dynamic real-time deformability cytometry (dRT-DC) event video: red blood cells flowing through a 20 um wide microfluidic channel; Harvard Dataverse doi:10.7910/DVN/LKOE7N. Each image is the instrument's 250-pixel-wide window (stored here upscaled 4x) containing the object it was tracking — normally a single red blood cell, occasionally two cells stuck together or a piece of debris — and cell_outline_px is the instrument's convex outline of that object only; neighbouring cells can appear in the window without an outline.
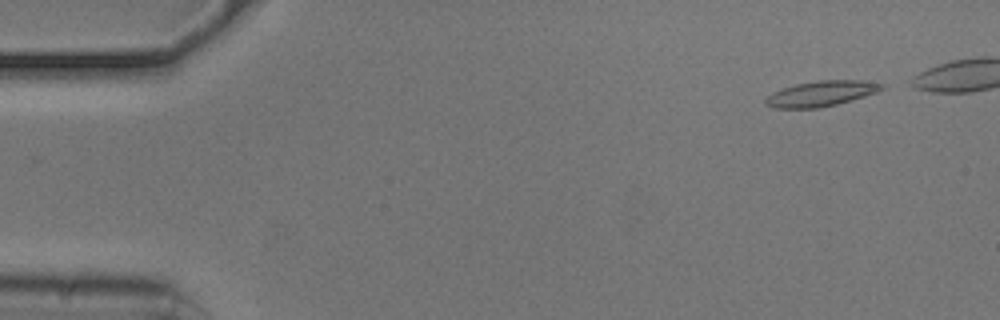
{"species": "common noctule bat (a hibernating species)", "species_latin": "Nyctalus noctula", "temperature_condition": "cold", "stored_images_in_passage": 44, "camera_frame_rate_fps": 3000, "um_per_image_px": 0.085, "animal": {"sex": "male", "body_mass_g": 20.5, "forearm_length_mm": 52.5}, "frame": {"image": 1, "passage_image": 1, "time_ms": 0.0, "image_size_px": [1000, 320], "cell_outline_px": [[884, 88], [876, 92], [864, 96], [836, 104], [816, 108], [776, 108], [764, 104], [764, 100], [772, 92], [796, 84], [816, 80], [864, 80], [884, 84]], "centroid_in_image_um": [69.78, 7.95], "position_along_channel_um": 15.2, "area_um2": 17.05}}
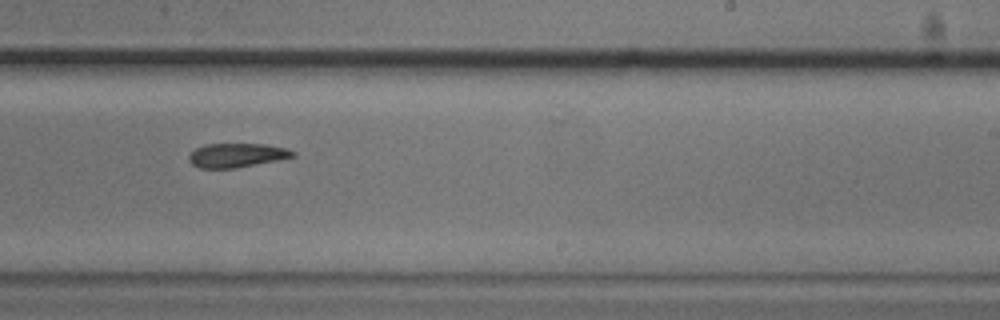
{"frame": {"image": 2, "passage_image": 30, "time_ms": 9.667, "image_size_px": [1000, 320], "cell_outline_px": [[296, 156], [280, 160], [236, 168], [200, 168], [192, 164], [188, 160], [188, 156], [196, 148], [204, 144], [268, 144], [288, 148], [296, 152]], "centroid_in_image_um": [20.17, 13.19], "position_along_channel_um": 268.8, "area_um2": 14.8}}
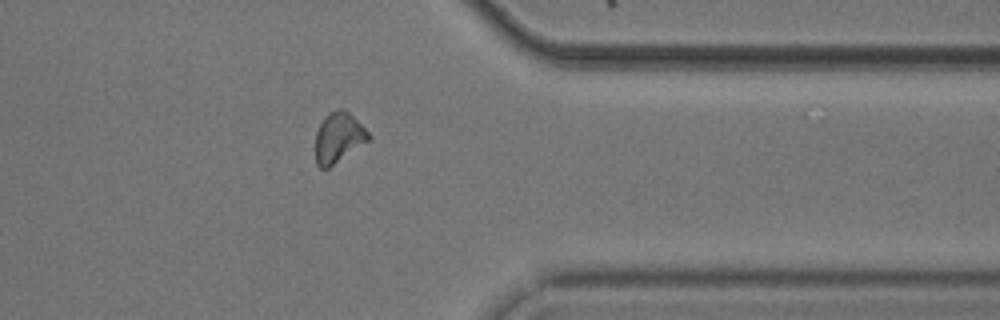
{"frame": {"image": 3, "passage_image": 40, "time_ms": 13.0, "image_size_px": [1000, 320], "cell_outline_px": [[372, 140], [328, 168], [320, 168], [316, 164], [316, 132], [324, 116], [328, 112], [340, 108], [344, 108], [372, 136]], "centroid_in_image_um": [28.79, 11.7], "position_along_channel_um": 382.6, "area_um2": 15.66}}